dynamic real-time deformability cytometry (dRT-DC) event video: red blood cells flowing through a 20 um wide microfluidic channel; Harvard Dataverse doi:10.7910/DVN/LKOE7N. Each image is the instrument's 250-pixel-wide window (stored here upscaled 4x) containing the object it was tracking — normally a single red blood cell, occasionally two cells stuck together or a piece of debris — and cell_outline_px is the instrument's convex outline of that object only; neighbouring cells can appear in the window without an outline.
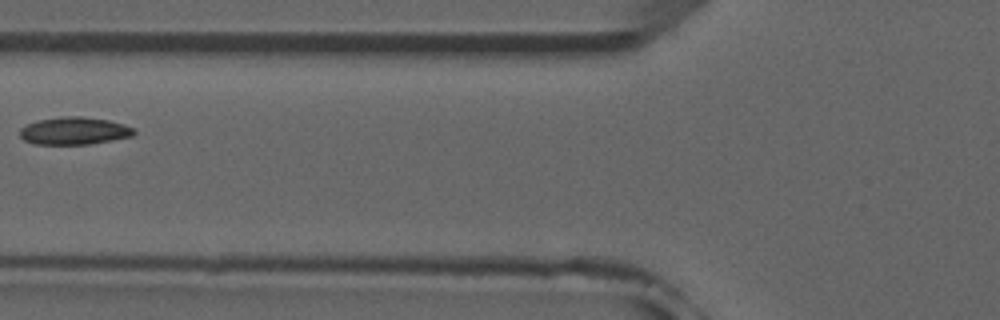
{"species": "common noctule bat (a hibernating species)", "species_latin": "Nyctalus noctula", "temperature_condition": "room temperature", "stored_images_in_passage": 4, "camera_frame_rate_fps": 3000, "um_per_image_px": 0.085, "animal": {"sex": "male", "forearm_length_mm": 52.5}, "frame": {"image": 1, "passage_image": 3, "time_ms": 3.333, "image_size_px": [1000, 320], "cell_outline_px": [[136, 132], [132, 136], [112, 140], [88, 144], [32, 144], [24, 140], [20, 136], [20, 128], [28, 124], [40, 120], [60, 116], [84, 116], [108, 120], [124, 124], [136, 128]], "centroid_in_image_um": [6.33, 11.12], "position_along_channel_um": 119.5, "area_um2": 18.38}}
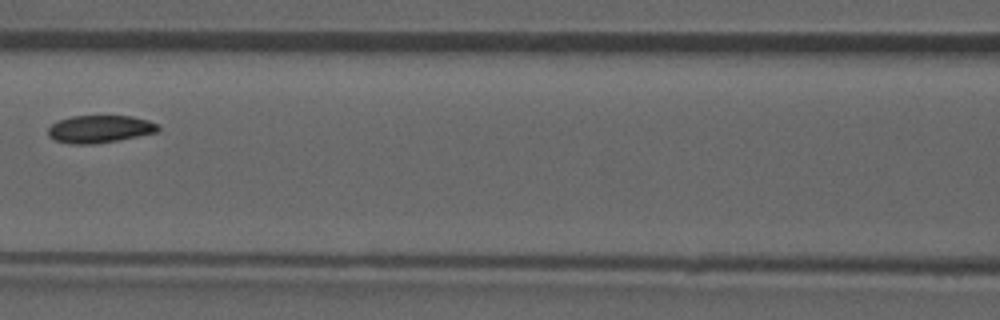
{"frame": {"image": 2, "passage_image": 4, "time_ms": 4.333, "image_size_px": [1000, 320], "cell_outline_px": [[160, 132], [96, 144], [72, 144], [52, 140], [48, 136], [48, 128], [52, 124], [60, 120], [72, 116], [132, 116], [148, 120], [160, 124]], "centroid_in_image_um": [8.51, 10.97], "position_along_channel_um": 158.1, "area_um2": 17.86}}